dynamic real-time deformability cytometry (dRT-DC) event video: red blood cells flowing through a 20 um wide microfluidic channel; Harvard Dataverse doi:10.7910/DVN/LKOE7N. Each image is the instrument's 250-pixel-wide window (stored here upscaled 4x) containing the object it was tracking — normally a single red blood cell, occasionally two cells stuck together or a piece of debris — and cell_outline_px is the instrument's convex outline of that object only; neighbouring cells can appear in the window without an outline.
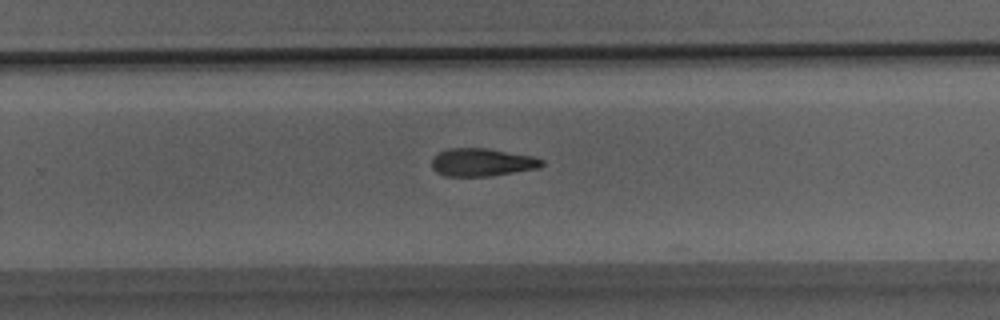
{"species": "Egyptian fruit bat (a non-hibernating species)", "species_latin": "Rousettus aegyptiacus", "temperature_condition": "room temperature", "stored_images_in_passage": 22, "camera_frame_rate_fps": 3000, "um_per_image_px": 0.085, "animal": {"sex": "male"}, "frame": {"image": 1, "passage_image": 14, "time_ms": 4.333, "image_size_px": [1000, 320], "cell_outline_px": [[544, 164], [540, 168], [492, 176], [444, 176], [436, 172], [432, 168], [432, 156], [448, 148], [488, 148], [532, 156], [544, 160]], "centroid_in_image_um": [40.97, 13.8], "position_along_channel_um": 288.8, "area_um2": 18.09}}
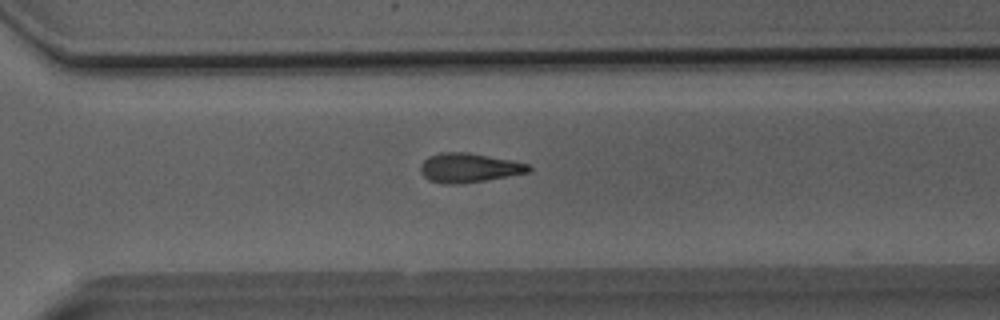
{"frame": {"image": 2, "passage_image": 16, "time_ms": 5.0, "image_size_px": [1000, 320], "cell_outline_px": [[532, 168], [528, 172], [508, 176], [460, 184], [444, 184], [428, 180], [420, 172], [420, 164], [428, 156], [440, 152], [468, 152], [512, 160], [528, 164]], "centroid_in_image_um": [39.82, 14.25], "position_along_channel_um": 330.8, "area_um2": 18.5}}
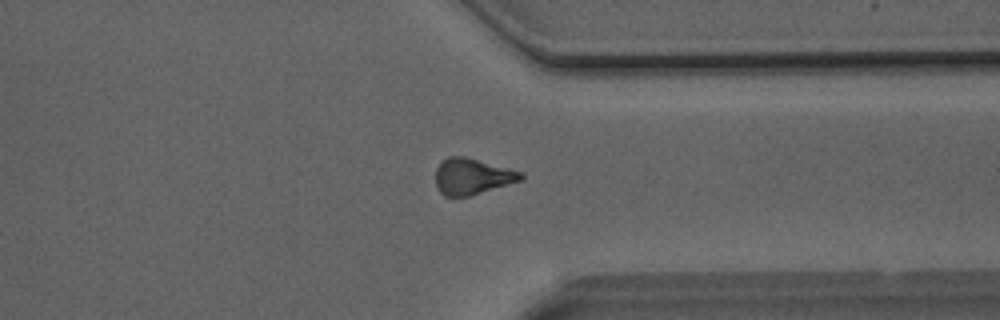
{"frame": {"image": 3, "passage_image": 18, "time_ms": 5.667, "image_size_px": [1000, 320], "cell_outline_px": [[524, 180], [468, 196], [444, 196], [436, 188], [436, 168], [448, 156], [464, 156], [524, 172]], "centroid_in_image_um": [40.16, 15.0], "position_along_channel_um": 371.2, "area_um2": 17.98}}